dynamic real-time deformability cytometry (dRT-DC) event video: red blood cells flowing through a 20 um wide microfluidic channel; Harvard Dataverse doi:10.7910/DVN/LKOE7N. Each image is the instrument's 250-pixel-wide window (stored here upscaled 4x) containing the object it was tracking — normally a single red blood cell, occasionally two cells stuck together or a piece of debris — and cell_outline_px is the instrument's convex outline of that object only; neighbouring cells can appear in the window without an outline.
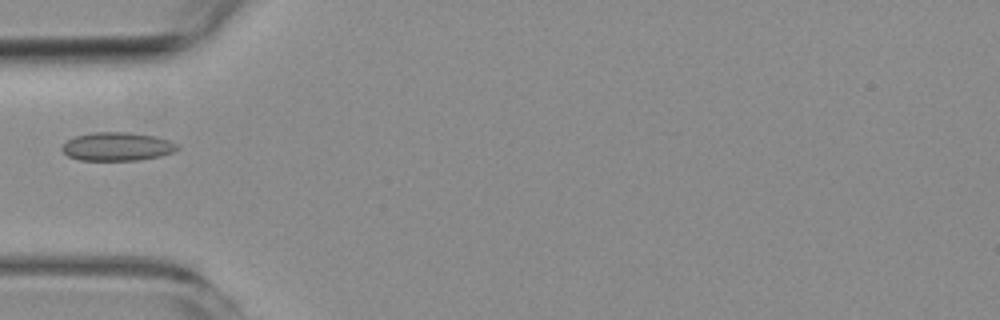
{"species": "common noctule bat (a hibernating species)", "species_latin": "Nyctalus noctula", "temperature_condition": "room temperature", "stored_images_in_passage": 4, "camera_frame_rate_fps": 3000, "um_per_image_px": 0.085, "animal": {"sex": "female", "body_mass_g": 19.3, "forearm_length_mm": 54.1}, "frame": {"image": 1, "passage_image": 3, "time_ms": 3.333, "image_size_px": [1000, 320], "cell_outline_px": [[180, 148], [172, 152], [160, 156], [140, 160], [80, 160], [68, 156], [60, 148], [68, 140], [76, 136], [92, 132], [128, 132], [156, 136], [168, 140], [176, 144]], "centroid_in_image_um": [9.96, 12.45], "position_along_channel_um": 75.0, "area_um2": 19.07}}
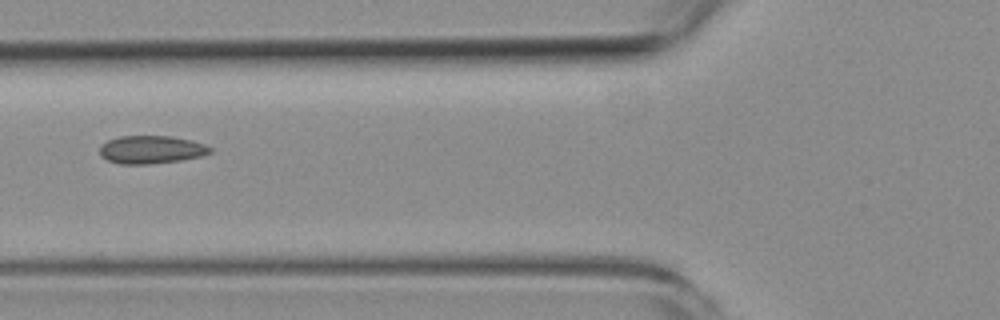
{"frame": {"image": 2, "passage_image": 4, "time_ms": 4.333, "image_size_px": [1000, 320], "cell_outline_px": [[212, 152], [200, 156], [180, 160], [148, 164], [120, 164], [108, 160], [100, 156], [100, 148], [108, 140], [120, 136], [172, 136], [192, 140], [204, 144], [212, 148]], "centroid_in_image_um": [12.86, 12.71], "position_along_channel_um": 112.9, "area_um2": 17.92}}